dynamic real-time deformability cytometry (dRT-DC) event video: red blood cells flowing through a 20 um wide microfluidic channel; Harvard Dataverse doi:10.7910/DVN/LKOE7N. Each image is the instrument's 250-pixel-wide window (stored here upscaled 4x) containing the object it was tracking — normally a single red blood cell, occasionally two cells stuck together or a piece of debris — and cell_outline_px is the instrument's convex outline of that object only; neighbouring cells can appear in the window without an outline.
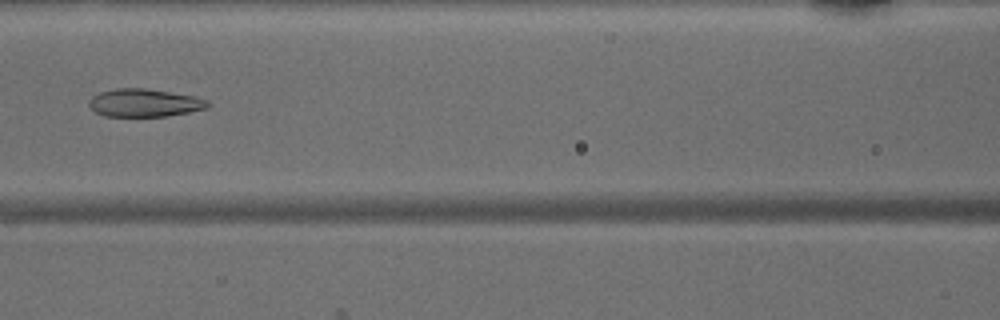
{"species": "common noctule bat (a hibernating species)", "species_latin": "Nyctalus noctula", "temperature_condition": "warm", "stored_images_in_passage": 38, "camera_frame_rate_fps": 3000, "um_per_image_px": 0.085, "animal": {"sex": "male", "body_mass_g": 15.6}, "frame": {"image": 1, "passage_image": 21, "time_ms": 6.667, "image_size_px": [1000, 320], "cell_outline_px": [[208, 108], [188, 112], [164, 116], [104, 116], [96, 112], [88, 104], [92, 96], [100, 92], [116, 88], [144, 88], [192, 96], [208, 100]], "centroid_in_image_um": [12.25, 8.74], "position_along_channel_um": 154.4, "area_um2": 19.02}}
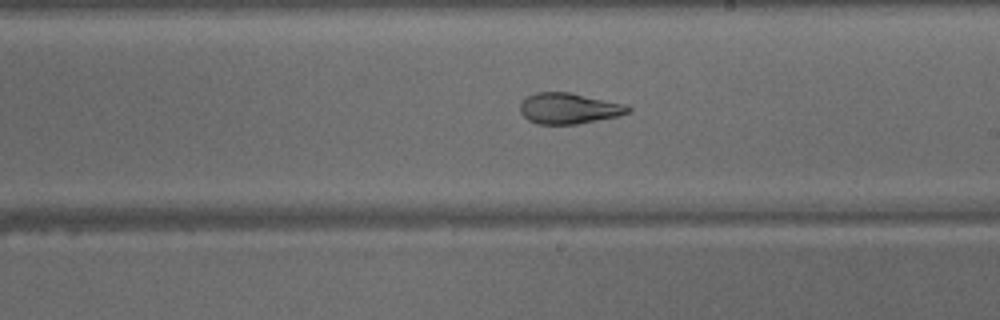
{"frame": {"image": 2, "passage_image": 27, "time_ms": 8.667, "image_size_px": [1000, 320], "cell_outline_px": [[632, 108], [628, 112], [616, 116], [576, 124], [536, 124], [528, 120], [520, 112], [520, 104], [524, 96], [536, 92], [568, 92], [624, 104]], "centroid_in_image_um": [48.27, 9.21], "position_along_channel_um": 240.7, "area_um2": 19.25}}
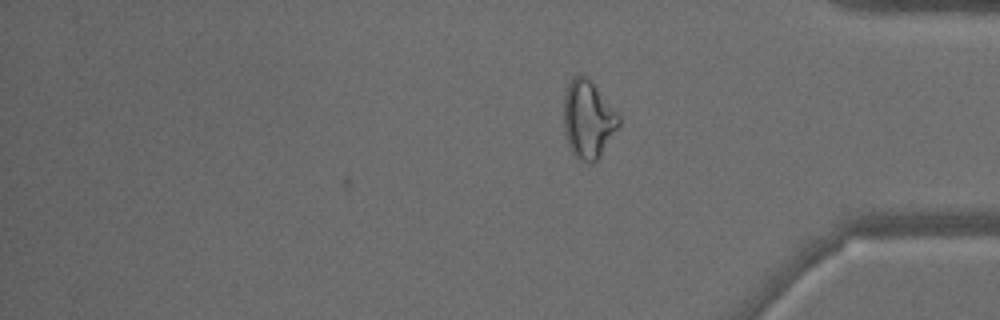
{"frame": {"image": 3, "passage_image": 38, "time_ms": 12.333, "image_size_px": [1000, 320], "cell_outline_px": [[620, 124], [600, 156], [592, 164], [588, 164], [576, 156], [572, 152], [568, 144], [564, 132], [564, 96], [568, 84], [572, 76], [588, 76], [592, 80], [620, 116]], "centroid_in_image_um": [49.99, 10.13], "position_along_channel_um": 385.2, "area_um2": 25.03}}